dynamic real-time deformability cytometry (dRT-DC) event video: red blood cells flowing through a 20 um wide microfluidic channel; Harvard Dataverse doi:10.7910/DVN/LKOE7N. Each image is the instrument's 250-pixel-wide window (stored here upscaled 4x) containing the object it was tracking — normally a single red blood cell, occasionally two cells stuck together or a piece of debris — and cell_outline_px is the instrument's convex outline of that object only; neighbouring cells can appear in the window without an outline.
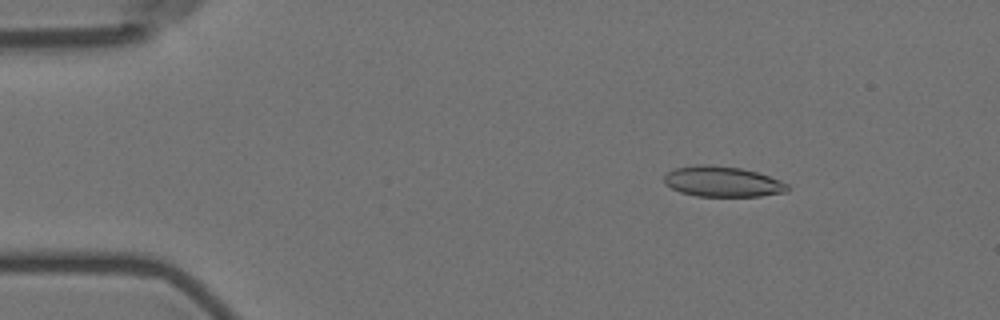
{"species": "Egyptian fruit bat (a non-hibernating species)", "species_latin": "Rousettus aegyptiacus", "temperature_condition": "room temperature", "stored_images_in_passage": 4, "camera_frame_rate_fps": 3000, "um_per_image_px": 0.085, "animal": {"sex": "female"}, "frame": {"image": 1, "passage_image": 2, "time_ms": 1.333, "image_size_px": [1000, 320], "cell_outline_px": [[788, 192], [760, 196], [696, 196], [680, 192], [664, 184], [664, 176], [668, 172], [676, 168], [696, 164], [708, 164], [740, 168], [760, 172], [780, 180], [788, 184]], "centroid_in_image_um": [61.43, 15.43], "position_along_channel_um": 23.6, "area_um2": 22.08}}
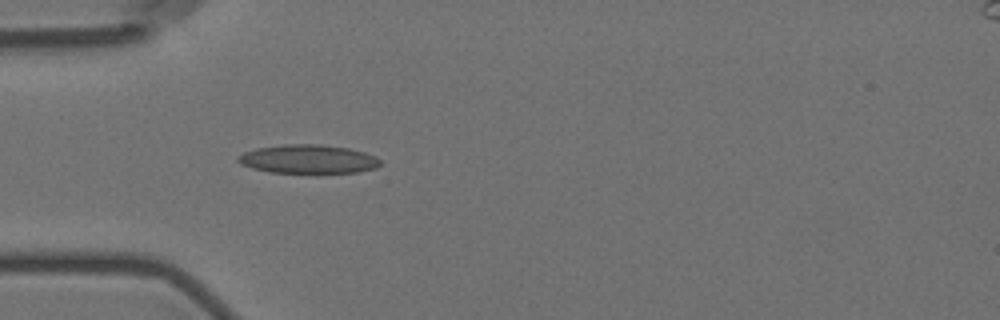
{"frame": {"image": 2, "passage_image": 4, "time_ms": 4.333, "image_size_px": [1000, 320], "cell_outline_px": [[380, 164], [376, 168], [360, 172], [268, 172], [252, 168], [240, 164], [236, 160], [236, 156], [244, 152], [256, 148], [284, 144], [320, 144], [348, 148], [364, 152], [376, 156], [380, 160]], "centroid_in_image_um": [26.17, 13.51], "position_along_channel_um": 58.8, "area_um2": 23.81}}